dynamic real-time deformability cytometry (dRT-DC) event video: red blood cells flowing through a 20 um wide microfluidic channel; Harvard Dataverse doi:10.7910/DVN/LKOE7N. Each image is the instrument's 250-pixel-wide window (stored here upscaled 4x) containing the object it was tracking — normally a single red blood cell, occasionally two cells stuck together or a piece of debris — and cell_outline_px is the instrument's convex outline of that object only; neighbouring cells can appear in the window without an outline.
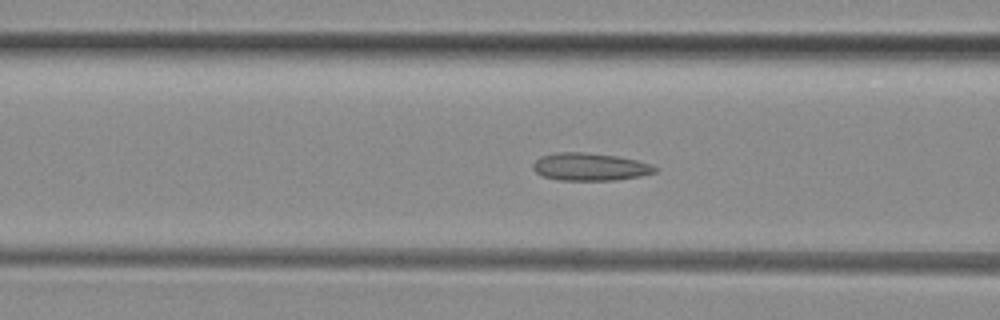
{"species": "common noctule bat (a hibernating species)", "species_latin": "Nyctalus noctula", "temperature_condition": "room temperature", "stored_images_in_passage": 50, "camera_frame_rate_fps": 3000, "um_per_image_px": 0.085, "animal": {"sex": "female", "body_mass_g": 29.2, "forearm_length_mm": 56.3}, "frame": {"image": 1, "passage_image": 19, "time_ms": 6.0, "image_size_px": [1000, 320], "cell_outline_px": [[660, 168], [656, 172], [640, 176], [616, 180], [560, 180], [544, 176], [536, 172], [532, 168], [532, 164], [540, 156], [556, 152], [584, 152], [616, 156], [636, 160], [652, 164]], "centroid_in_image_um": [50.16, 14.17], "position_along_channel_um": 116.4, "area_um2": 19.71}}
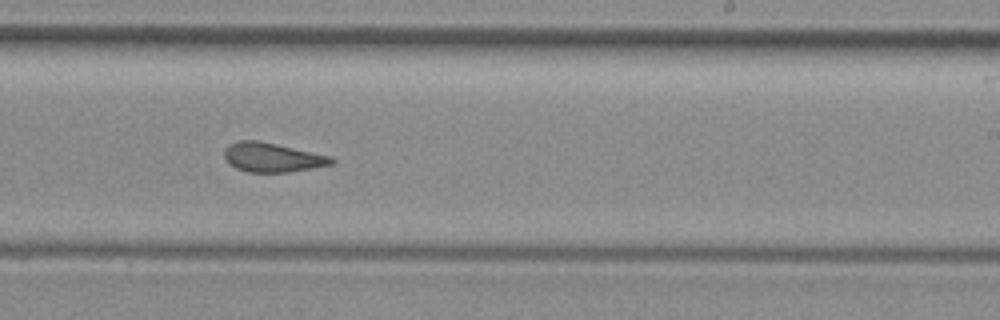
{"frame": {"image": 2, "passage_image": 30, "time_ms": 9.667, "image_size_px": [1000, 320], "cell_outline_px": [[336, 160], [332, 164], [312, 168], [288, 172], [248, 172], [236, 168], [228, 164], [224, 156], [224, 148], [228, 144], [240, 140], [256, 140], [276, 144], [332, 156]], "centroid_in_image_um": [23.12, 13.38], "position_along_channel_um": 265.9, "area_um2": 18.32}}
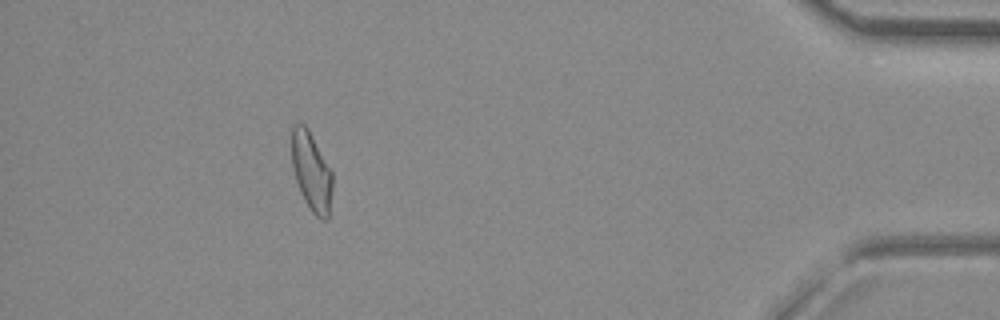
{"frame": {"image": 3, "passage_image": 45, "time_ms": 14.667, "image_size_px": [1000, 320], "cell_outline_px": [[332, 188], [328, 220], [320, 220], [312, 212], [304, 200], [300, 192], [292, 168], [292, 124], [304, 124], [308, 128], [332, 172]], "centroid_in_image_um": [26.47, 14.61], "position_along_channel_um": 408.7, "area_um2": 18.67}, "authors_computed_cell_mechanics": {"area_um2": 19.1318, "velocity_mm_per_s": 4.0919, "shape_relaxation_time_tau1_ms": null, "shape_relaxation_time_tau2_ms": 1.8927, "deformation_change_tau1": null, "deformation_change_tau2": 0.0964}}